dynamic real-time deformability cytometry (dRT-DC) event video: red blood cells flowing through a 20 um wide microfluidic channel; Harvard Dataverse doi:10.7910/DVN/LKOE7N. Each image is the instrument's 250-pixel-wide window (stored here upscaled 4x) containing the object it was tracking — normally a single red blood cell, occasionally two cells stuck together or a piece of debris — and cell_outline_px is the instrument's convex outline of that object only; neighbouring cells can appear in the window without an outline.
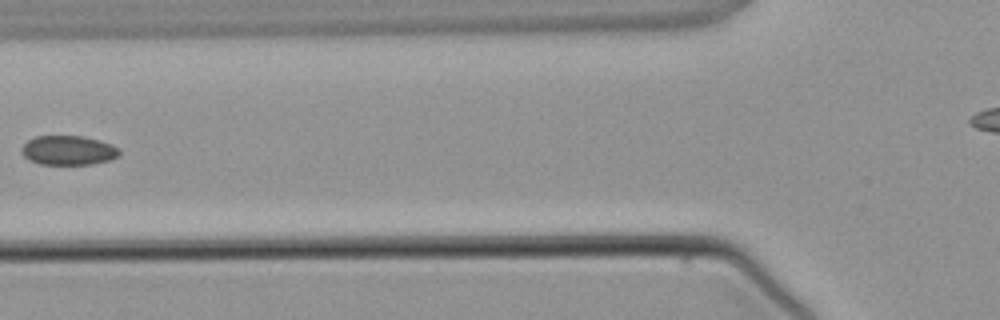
{"species": "common noctule bat (a hibernating species)", "species_latin": "Nyctalus noctula", "temperature_condition": "warm", "stored_images_in_passage": 5, "camera_frame_rate_fps": 3000, "um_per_image_px": 0.085, "animal": {"sex": "male", "body_mass_g": 21.5, "forearm_length_mm": 52.0}, "frame": {"image": 1, "passage_image": 5, "time_ms": 5.333, "image_size_px": [1000, 320], "cell_outline_px": [[120, 156], [108, 160], [92, 164], [40, 164], [28, 160], [20, 152], [20, 148], [28, 140], [36, 136], [84, 136], [100, 140], [112, 144], [120, 148]], "centroid_in_image_um": [5.81, 12.77], "position_along_channel_um": 120.0, "area_um2": 16.94}}